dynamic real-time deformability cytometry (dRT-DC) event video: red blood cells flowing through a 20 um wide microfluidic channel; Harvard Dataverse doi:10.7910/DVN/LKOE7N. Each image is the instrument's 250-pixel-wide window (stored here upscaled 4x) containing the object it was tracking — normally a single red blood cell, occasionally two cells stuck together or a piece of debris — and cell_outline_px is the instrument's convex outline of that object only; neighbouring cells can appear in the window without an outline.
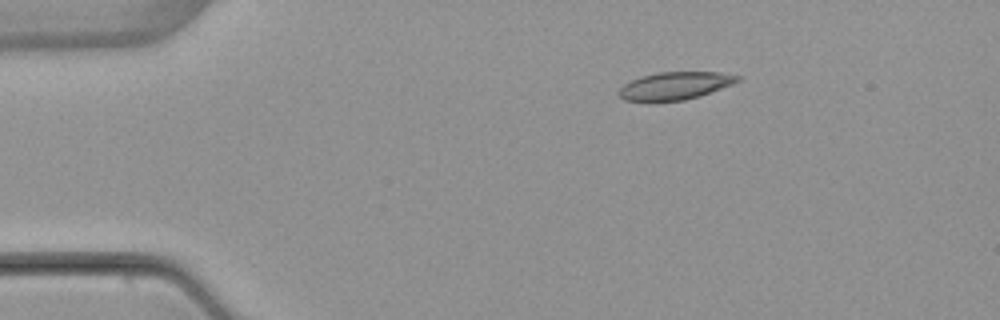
{"species": "common noctule bat (a hibernating species)", "species_latin": "Nyctalus noctula", "temperature_condition": "warm", "stored_images_in_passage": 4, "segment_of_instrument_passage": [1, 2], "camera_frame_rate_fps": 3000, "um_per_image_px": 0.085, "animal": {"sex": "female", "body_mass_g": 22.7, "forearm_length_mm": 54.2}, "frame": {"image": 1, "passage_image": 1, "time_ms": 0.0, "image_size_px": [1000, 320], "cell_outline_px": [[744, 76], [740, 80], [732, 84], [700, 96], [684, 100], [624, 100], [620, 96], [620, 88], [624, 84], [640, 76], [660, 72], [720, 72]], "centroid_in_image_um": [57.44, 7.26], "position_along_channel_um": 27.6, "area_um2": 18.84}}
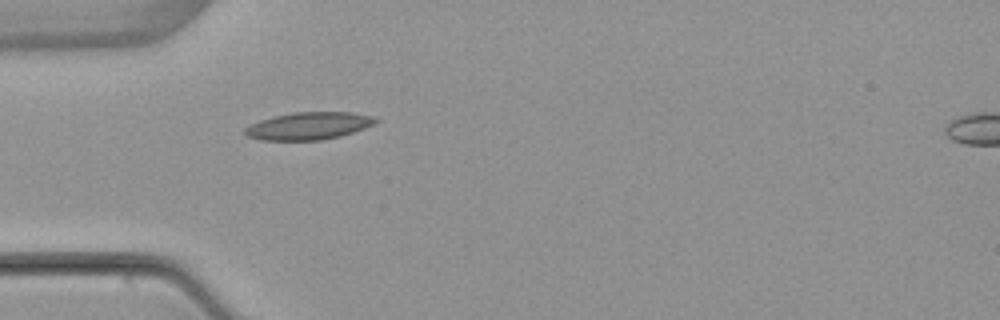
{"frame": {"image": 2, "passage_image": 3, "time_ms": 2.333, "image_size_px": [1000, 320], "cell_outline_px": [[380, 120], [364, 128], [340, 136], [320, 140], [260, 140], [244, 136], [244, 128], [260, 120], [272, 116], [292, 112], [352, 112], [376, 116]], "centroid_in_image_um": [26.22, 10.69], "position_along_channel_um": 58.8, "area_um2": 21.04}}